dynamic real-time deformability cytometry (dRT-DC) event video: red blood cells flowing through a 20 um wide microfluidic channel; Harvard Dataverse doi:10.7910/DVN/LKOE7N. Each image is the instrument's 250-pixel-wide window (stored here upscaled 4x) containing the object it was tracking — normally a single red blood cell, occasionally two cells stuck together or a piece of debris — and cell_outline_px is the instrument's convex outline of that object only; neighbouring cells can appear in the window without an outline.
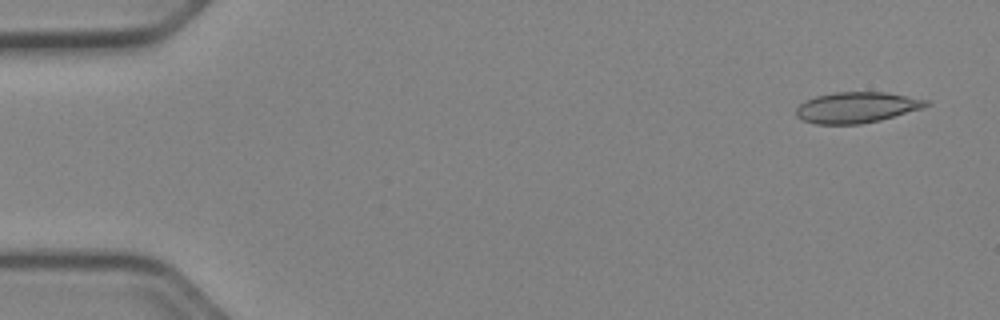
{"species": "Egyptian fruit bat (a non-hibernating species)", "species_latin": "Rousettus aegyptiacus", "temperature_condition": "cold", "stored_images_in_passage": 51, "camera_frame_rate_fps": 3000, "um_per_image_px": 0.085, "animal": {"sex": "female"}, "frame": {"image": 1, "passage_image": 3, "time_ms": 0.667, "image_size_px": [1000, 320], "cell_outline_px": [[932, 104], [924, 108], [880, 120], [860, 124], [816, 124], [804, 120], [796, 116], [796, 108], [804, 100], [816, 96], [836, 92], [888, 92], [932, 100]], "centroid_in_image_um": [72.88, 9.12], "position_along_channel_um": 12.1, "area_um2": 23.64}}
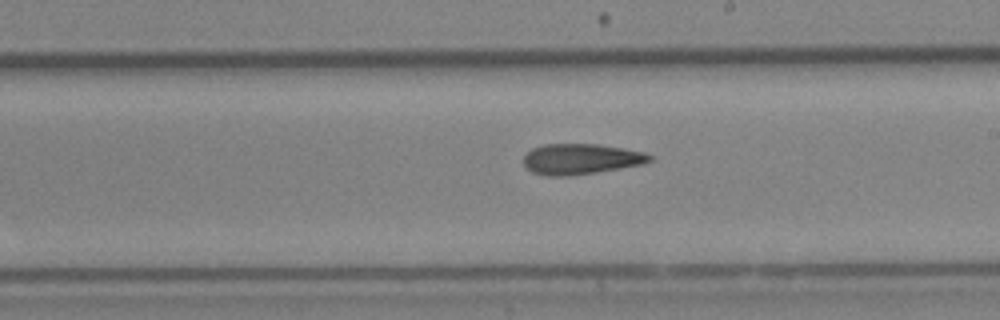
{"frame": {"image": 2, "passage_image": 30, "time_ms": 9.667, "image_size_px": [1000, 320], "cell_outline_px": [[652, 160], [644, 164], [596, 172], [568, 176], [544, 176], [532, 172], [524, 164], [524, 156], [532, 148], [544, 144], [596, 144], [624, 148], [644, 152], [652, 156]], "centroid_in_image_um": [49.37, 13.52], "position_along_channel_um": 239.6, "area_um2": 22.48}}
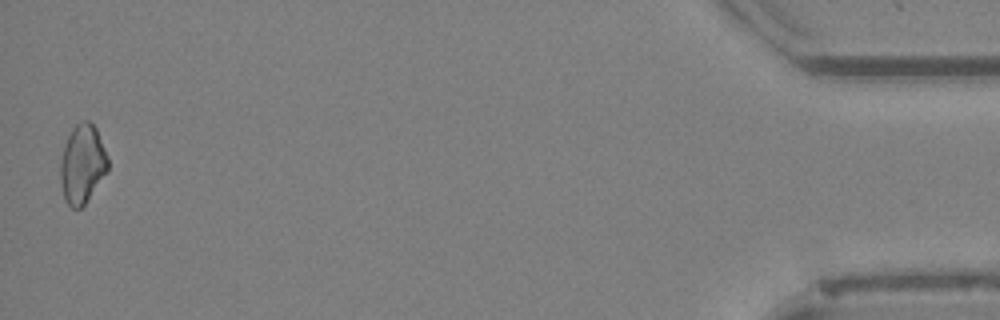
{"frame": {"image": 3, "passage_image": 51, "time_ms": 16.667, "image_size_px": [1000, 320], "cell_outline_px": [[108, 172], [84, 204], [80, 208], [72, 208], [64, 200], [60, 180], [60, 160], [64, 144], [72, 128], [80, 120], [88, 120], [96, 128], [108, 156]], "centroid_in_image_um": [6.99, 13.93], "position_along_channel_um": 428.2, "area_um2": 22.02}}